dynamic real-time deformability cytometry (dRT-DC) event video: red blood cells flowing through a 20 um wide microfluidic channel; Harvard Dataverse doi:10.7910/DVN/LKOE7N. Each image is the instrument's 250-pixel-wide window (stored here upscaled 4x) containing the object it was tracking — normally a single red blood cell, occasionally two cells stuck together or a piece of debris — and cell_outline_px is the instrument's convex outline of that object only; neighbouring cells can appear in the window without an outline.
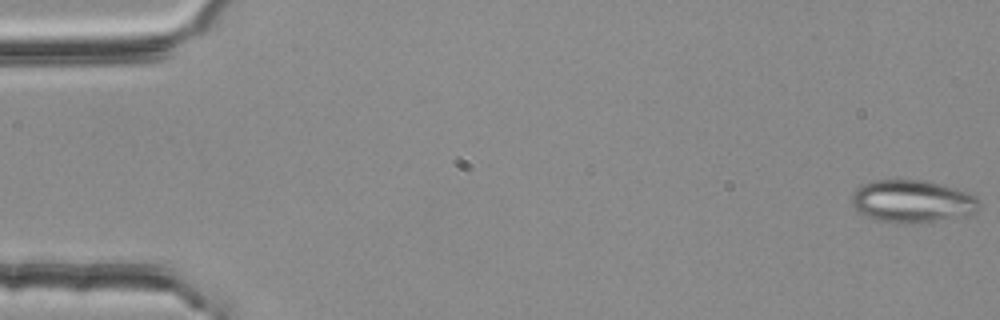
{"species": "common noctule bat (a hibernating species)", "species_latin": "Nyctalus noctula", "temperature_condition": "room temperature", "stored_images_in_passage": 56, "camera_frame_rate_fps": 3000, "um_per_image_px": 0.085, "animal": {"sex": "female", "body_mass_g": 25.1}, "frame": {"image": 1, "passage_image": 1, "time_ms": 0.0, "image_size_px": [1000, 320], "cell_outline_px": [[980, 208], [976, 212], [964, 216], [916, 224], [876, 220], [864, 216], [852, 204], [852, 192], [860, 184], [872, 180], [928, 180], [968, 192], [976, 196], [980, 204]], "centroid_in_image_um": [77.55, 17.1], "position_along_channel_um": 7.5, "area_um2": 31.96}}
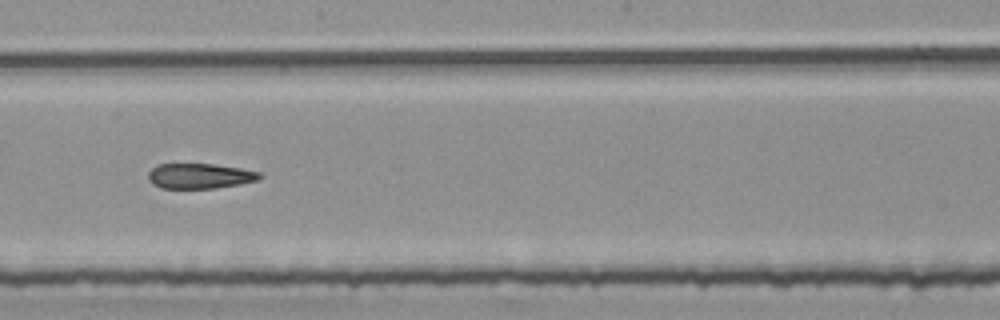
{"frame": {"image": 2, "passage_image": 31, "time_ms": 10.0, "image_size_px": [1000, 320], "cell_outline_px": [[264, 176], [260, 180], [240, 184], [216, 188], [160, 188], [152, 184], [148, 180], [148, 172], [156, 164], [212, 164], [240, 168], [260, 172]], "centroid_in_image_um": [16.99, 14.96], "position_along_channel_um": 231.2, "area_um2": 16.53}}
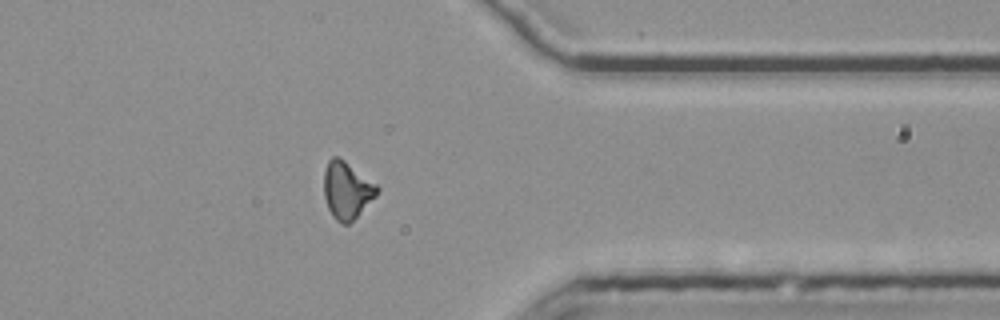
{"frame": {"image": 3, "passage_image": 44, "time_ms": 14.333, "image_size_px": [1000, 320], "cell_outline_px": [[380, 188], [376, 196], [348, 224], [340, 224], [332, 216], [328, 208], [324, 196], [324, 172], [328, 160], [332, 156], [336, 156], [344, 160], [376, 184]], "centroid_in_image_um": [29.46, 16.17], "position_along_channel_um": 381.9, "area_um2": 17.51}, "authors_computed_cell_mechanics": {"area_um2": 17.6579, "velocity_mm_per_s": 3.7487, "shape_relaxation_time_tau1_ms": null, "shape_relaxation_time_tau2_ms": 6.6382, "deformation_change_tau1": null, "deformation_change_tau2": 0.1706}}